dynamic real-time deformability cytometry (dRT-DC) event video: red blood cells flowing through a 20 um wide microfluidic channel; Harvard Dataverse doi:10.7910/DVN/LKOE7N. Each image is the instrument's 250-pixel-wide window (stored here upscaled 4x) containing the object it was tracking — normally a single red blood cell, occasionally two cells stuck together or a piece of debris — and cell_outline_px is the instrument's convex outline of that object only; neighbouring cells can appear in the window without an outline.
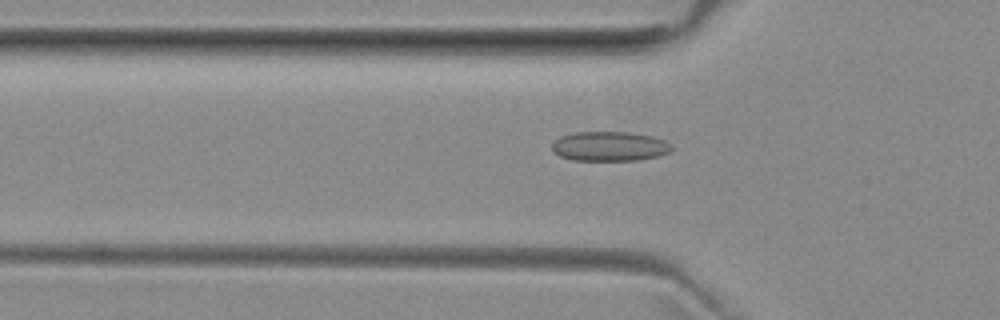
{"species": "common noctule bat (a hibernating species)", "species_latin": "Nyctalus noctula", "temperature_condition": "room temperature", "stored_images_in_passage": 40, "camera_frame_rate_fps": 3000, "um_per_image_px": 0.085, "animal": {"sex": "female", "body_mass_g": 29.2, "forearm_length_mm": 56.3}, "frame": {"image": 1, "passage_image": 5, "time_ms": 1.333, "image_size_px": [1000, 320], "cell_outline_px": [[672, 148], [668, 152], [660, 156], [636, 160], [572, 160], [560, 156], [552, 152], [552, 144], [560, 136], [576, 132], [628, 132], [652, 136], [664, 140], [672, 144]], "centroid_in_image_um": [51.81, 12.43], "position_along_channel_um": 74.0, "area_um2": 20.63}}
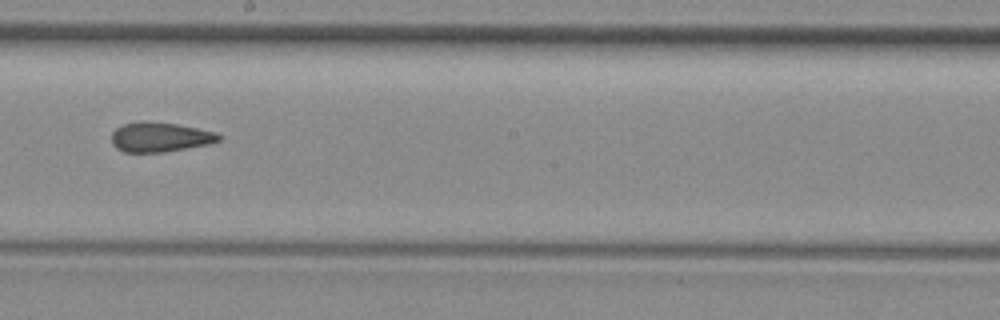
{"frame": {"image": 2, "passage_image": 17, "time_ms": 5.333, "image_size_px": [1000, 320], "cell_outline_px": [[224, 136], [220, 140], [208, 144], [164, 152], [124, 152], [116, 148], [112, 144], [112, 132], [116, 128], [124, 124], [144, 120], [176, 124], [216, 132]], "centroid_in_image_um": [13.6, 11.65], "position_along_channel_um": 234.6, "area_um2": 18.55}}
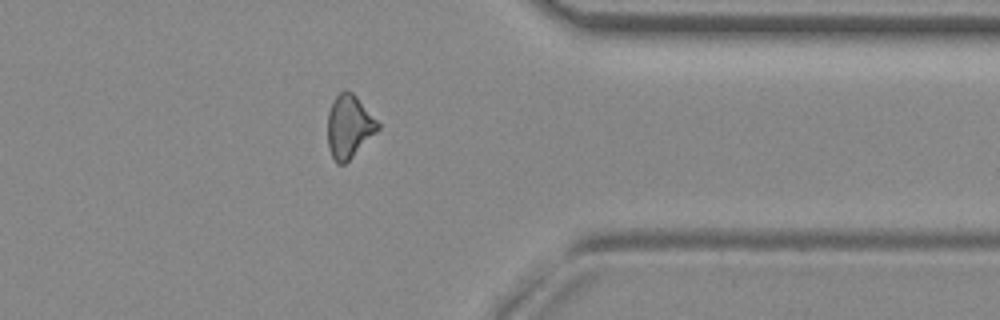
{"frame": {"image": 3, "passage_image": 29, "time_ms": 9.333, "image_size_px": [1000, 320], "cell_outline_px": [[380, 128], [344, 164], [336, 164], [328, 148], [328, 112], [332, 100], [344, 88], [352, 92], [356, 96], [380, 124]], "centroid_in_image_um": [29.65, 10.73], "position_along_channel_um": 381.8, "area_um2": 18.26}, "authors_computed_cell_mechanics": {"area_um2": 18.8717, "velocity_mm_per_s": 3.9962, "shape_relaxation_time_tau1_ms": null, "shape_relaxation_time_tau2_ms": 2.7998, "deformation_change_tau1": null, "deformation_change_tau2": 0.097}}